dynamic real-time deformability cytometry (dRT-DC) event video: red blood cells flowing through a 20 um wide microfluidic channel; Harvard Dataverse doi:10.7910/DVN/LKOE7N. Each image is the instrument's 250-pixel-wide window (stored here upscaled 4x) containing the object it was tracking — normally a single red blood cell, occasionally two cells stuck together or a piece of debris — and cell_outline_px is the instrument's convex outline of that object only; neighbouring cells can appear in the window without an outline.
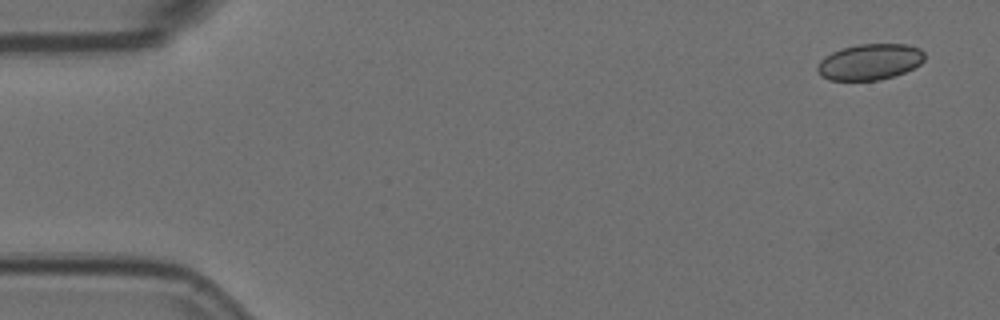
{"species": "Egyptian fruit bat (a non-hibernating species)", "species_latin": "Rousettus aegyptiacus", "temperature_condition": "room temperature", "stored_images_in_passage": 6, "camera_frame_rate_fps": 3000, "um_per_image_px": 0.085, "animal": {"sex": "female"}, "frame": {"image": 1, "passage_image": 1, "time_ms": 0.0, "image_size_px": [1000, 320], "cell_outline_px": [[924, 60], [920, 64], [904, 72], [880, 80], [828, 80], [820, 76], [816, 68], [820, 60], [824, 56], [832, 52], [856, 44], [908, 44], [920, 48], [924, 52]], "centroid_in_image_um": [73.92, 5.25], "position_along_channel_um": 11.1, "area_um2": 22.54}}
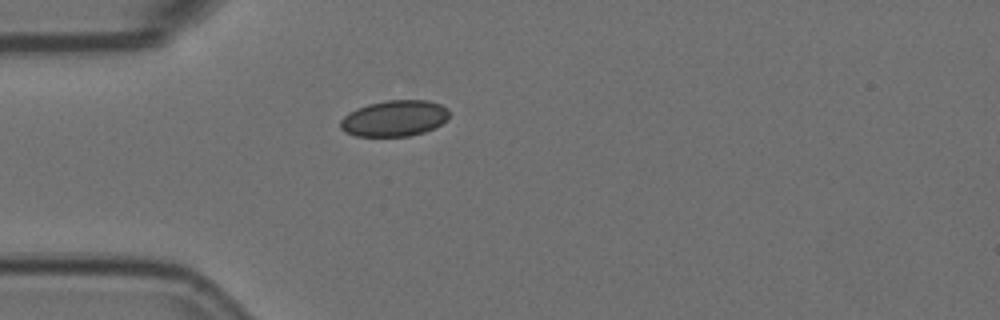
{"frame": {"image": 2, "passage_image": 4, "time_ms": 1.0, "image_size_px": [1000, 320], "cell_outline_px": [[448, 120], [424, 132], [408, 136], [356, 136], [344, 132], [340, 128], [340, 120], [348, 112], [356, 108], [368, 104], [388, 100], [428, 100], [440, 104], [448, 108]], "centroid_in_image_um": [33.5, 10.05], "position_along_channel_um": 51.5, "area_um2": 22.95}}
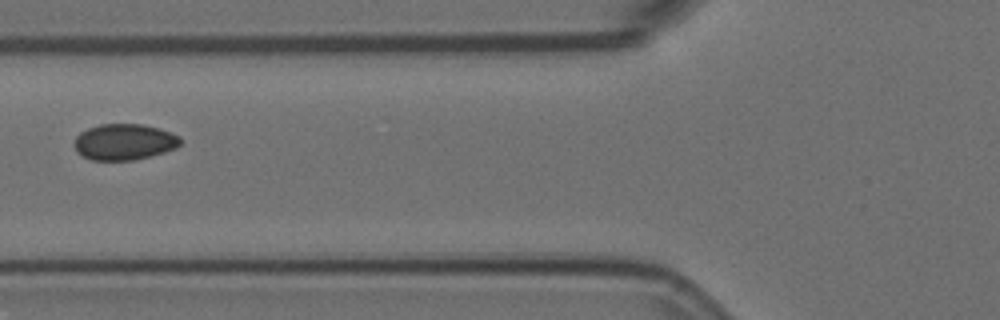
{"frame": {"image": 3, "passage_image": 6, "time_ms": 1.667, "image_size_px": [1000, 320], "cell_outline_px": [[180, 144], [176, 148], [164, 152], [132, 160], [92, 160], [76, 152], [72, 144], [76, 136], [80, 132], [88, 128], [100, 124], [144, 124], [160, 128], [180, 136]], "centroid_in_image_um": [10.53, 12.05], "position_along_channel_um": 115.3, "area_um2": 22.43}}